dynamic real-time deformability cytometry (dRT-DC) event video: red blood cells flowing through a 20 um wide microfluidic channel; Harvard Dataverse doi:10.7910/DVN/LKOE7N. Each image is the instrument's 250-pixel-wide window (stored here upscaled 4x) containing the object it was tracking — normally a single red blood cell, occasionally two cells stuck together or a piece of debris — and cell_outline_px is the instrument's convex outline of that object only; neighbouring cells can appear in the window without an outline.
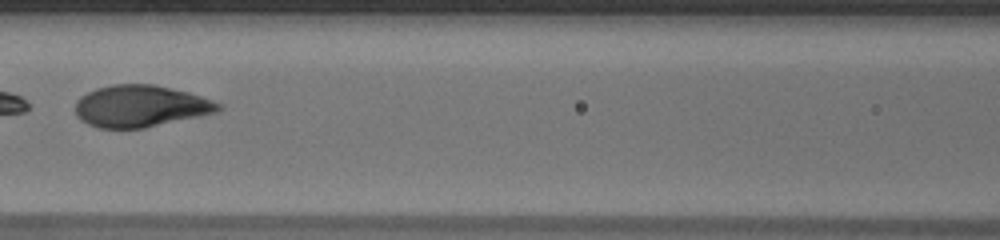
{"species": "human", "species_latin": "Homo sapiens", "temperature_condition": "warm", "stored_images_in_passage": 48, "segment_of_instrument_passage": [2, 2], "camera_frame_rate_fps": 3000, "um_per_image_px": 0.085, "donor": {"sex": "male"}, "frame": {"image": 1, "passage_image": 22, "time_ms": 7.0, "image_size_px": [1000, 240], "cell_outline_px": [[224, 108], [216, 112], [144, 128], [100, 128], [88, 124], [80, 120], [76, 116], [76, 100], [80, 96], [96, 88], [112, 84], [152, 84], [188, 92], [212, 100], [220, 104]], "centroid_in_image_um": [11.91, 9.02], "position_along_channel_um": 154.7, "area_um2": 34.68}}